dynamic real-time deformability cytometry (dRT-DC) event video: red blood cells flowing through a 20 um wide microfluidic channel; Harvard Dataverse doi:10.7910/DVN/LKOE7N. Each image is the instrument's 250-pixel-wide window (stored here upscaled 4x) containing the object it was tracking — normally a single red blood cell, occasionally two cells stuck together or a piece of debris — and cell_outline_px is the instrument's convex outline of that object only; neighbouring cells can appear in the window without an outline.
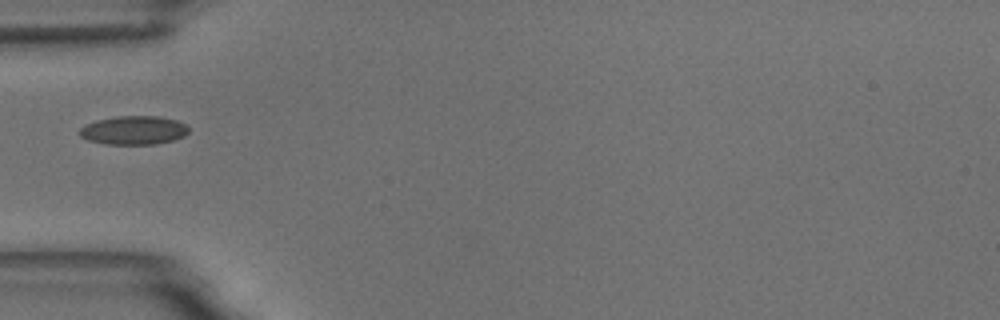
{"species": "common noctule bat (a hibernating species)", "species_latin": "Nyctalus noctula", "temperature_condition": "room temperature", "stored_images_in_passage": 40, "camera_frame_rate_fps": 3000, "um_per_image_px": 0.085, "animal": {"sex": "male", "body_mass_g": 18.8}, "frame": {"image": 1, "passage_image": 1, "time_ms": 0.0, "image_size_px": [1000, 320], "cell_outline_px": [[188, 132], [184, 136], [172, 140], [156, 144], [104, 144], [88, 140], [80, 136], [80, 128], [84, 124], [96, 120], [116, 116], [160, 116], [176, 120], [184, 124], [188, 128]], "centroid_in_image_um": [11.34, 11.07], "position_along_channel_um": 73.7, "area_um2": 18.26}}
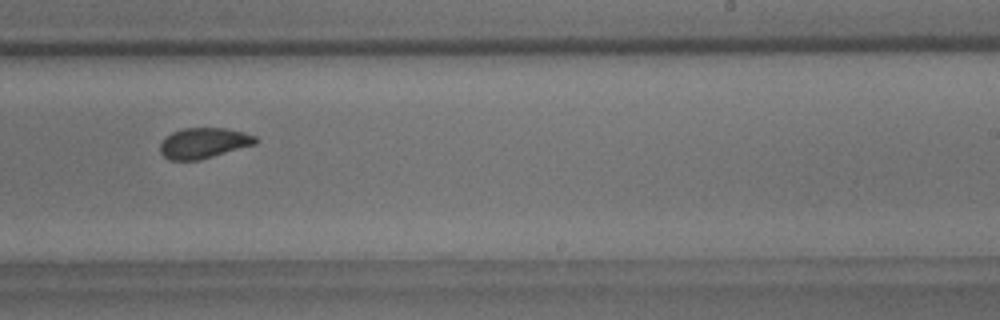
{"frame": {"image": 2, "passage_image": 18, "time_ms": 5.667, "image_size_px": [1000, 320], "cell_outline_px": [[260, 140], [256, 144], [200, 160], [168, 160], [160, 152], [160, 144], [164, 136], [172, 132], [184, 128], [228, 128], [244, 132], [256, 136]], "centroid_in_image_um": [17.32, 12.15], "position_along_channel_um": 271.7, "area_um2": 17.22}}